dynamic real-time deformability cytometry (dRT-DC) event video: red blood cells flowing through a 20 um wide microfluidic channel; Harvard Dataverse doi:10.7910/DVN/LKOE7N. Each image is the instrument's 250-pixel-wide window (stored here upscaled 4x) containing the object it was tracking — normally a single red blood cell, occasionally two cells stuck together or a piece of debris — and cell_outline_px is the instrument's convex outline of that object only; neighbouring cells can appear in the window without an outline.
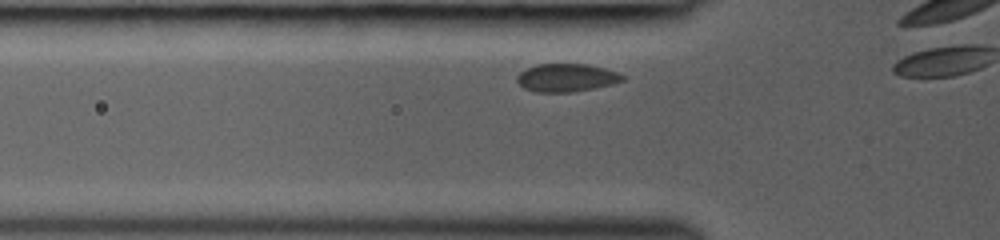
{"species": "common noctule bat (a hibernating species)", "species_latin": "Nyctalus noctula", "temperature_condition": "room temperature", "stored_images_in_passage": 9, "camera_frame_rate_fps": 3000, "um_per_image_px": 0.085, "animal": {"sex": "female", "body_mass_g": 19.0, "forearm_length_mm": 53.3}, "frame": {"image": 1, "passage_image": 4, "time_ms": 1.0, "image_size_px": [1000, 240], "cell_outline_px": [[624, 80], [612, 84], [572, 92], [536, 92], [524, 88], [516, 80], [516, 76], [520, 72], [536, 64], [588, 64], [604, 68], [616, 72], [624, 76]], "centroid_in_image_um": [48.12, 6.6], "position_along_channel_um": 77.7, "area_um2": 17.11}}
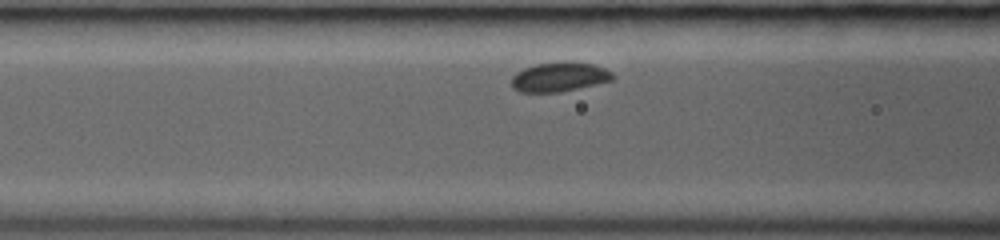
{"frame": {"image": 2, "passage_image": 7, "time_ms": 2.0, "image_size_px": [1000, 240], "cell_outline_px": [[612, 80], [596, 84], [560, 92], [520, 92], [512, 88], [512, 76], [516, 72], [524, 68], [536, 64], [564, 60], [572, 60], [592, 64], [604, 68], [612, 72]], "centroid_in_image_um": [47.52, 6.52], "position_along_channel_um": 119.1, "area_um2": 17.51}}